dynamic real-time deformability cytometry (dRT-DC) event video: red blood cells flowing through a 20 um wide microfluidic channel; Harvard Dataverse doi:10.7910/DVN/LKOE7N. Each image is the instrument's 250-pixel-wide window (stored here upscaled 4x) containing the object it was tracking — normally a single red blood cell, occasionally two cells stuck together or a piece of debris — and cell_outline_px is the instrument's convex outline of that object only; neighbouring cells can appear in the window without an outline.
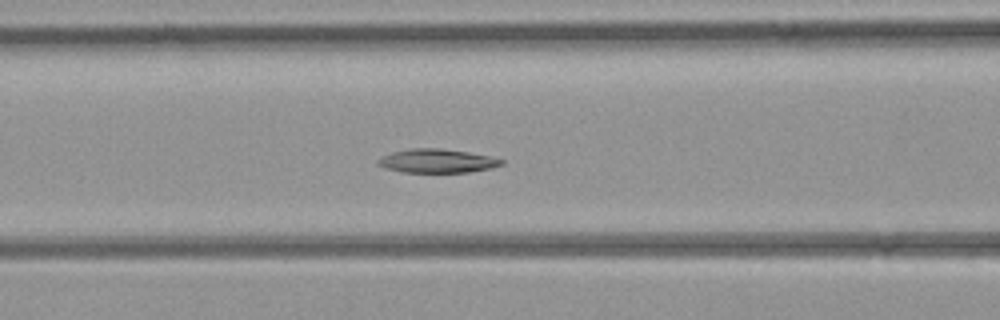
{"species": "common noctule bat (a hibernating species)", "species_latin": "Nyctalus noctula", "temperature_condition": "room temperature", "stored_images_in_passage": 45, "camera_frame_rate_fps": 3000, "um_per_image_px": 0.085, "animal": {"sex": "female", "body_mass_g": 21.9}, "frame": {"image": 1, "passage_image": 18, "time_ms": 5.667, "image_size_px": [1000, 320], "cell_outline_px": [[504, 164], [488, 168], [468, 172], [404, 172], [384, 168], [376, 164], [376, 160], [380, 156], [392, 152], [408, 148], [440, 148], [468, 152], [488, 156], [504, 160]], "centroid_in_image_um": [37.07, 13.67], "position_along_channel_um": 129.5, "area_um2": 17.11}}
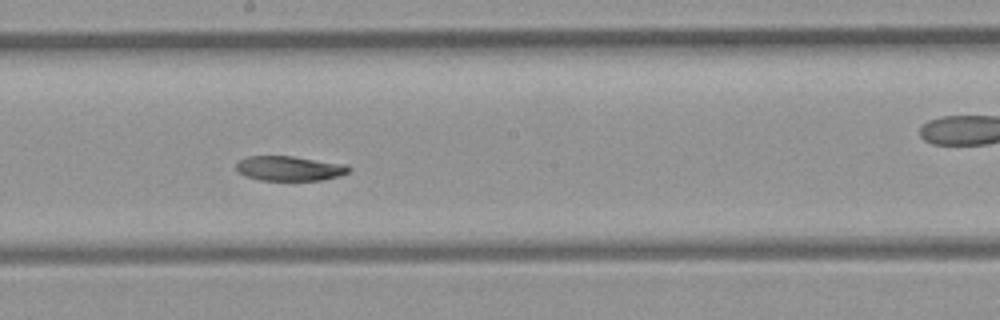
{"frame": {"image": 2, "passage_image": 24, "time_ms": 7.667, "image_size_px": [1000, 320], "cell_outline_px": [[352, 168], [348, 172], [340, 176], [324, 180], [260, 180], [244, 176], [236, 172], [236, 164], [240, 160], [248, 156], [292, 156], [348, 164]], "centroid_in_image_um": [24.62, 14.31], "position_along_channel_um": 223.6, "area_um2": 16.47}}
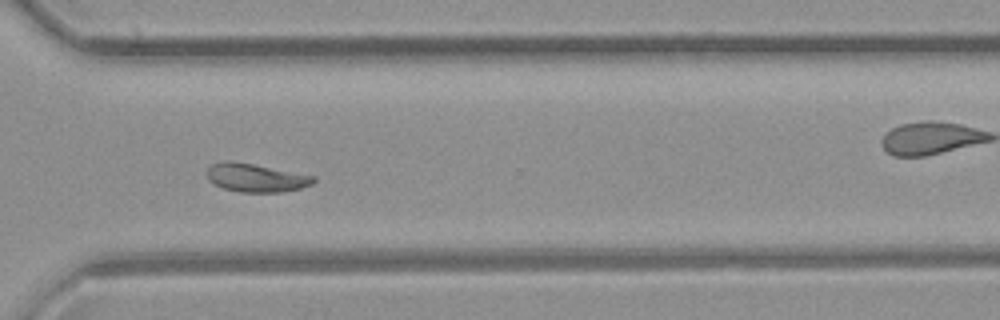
{"frame": {"image": 3, "passage_image": 32, "time_ms": 10.333, "image_size_px": [1000, 320], "cell_outline_px": [[316, 180], [312, 184], [300, 188], [280, 192], [240, 192], [224, 188], [212, 184], [208, 180], [204, 172], [212, 164], [224, 160], [228, 160], [252, 164], [316, 176]], "centroid_in_image_um": [21.7, 15.1], "position_along_channel_um": 348.9, "area_um2": 17.69}}